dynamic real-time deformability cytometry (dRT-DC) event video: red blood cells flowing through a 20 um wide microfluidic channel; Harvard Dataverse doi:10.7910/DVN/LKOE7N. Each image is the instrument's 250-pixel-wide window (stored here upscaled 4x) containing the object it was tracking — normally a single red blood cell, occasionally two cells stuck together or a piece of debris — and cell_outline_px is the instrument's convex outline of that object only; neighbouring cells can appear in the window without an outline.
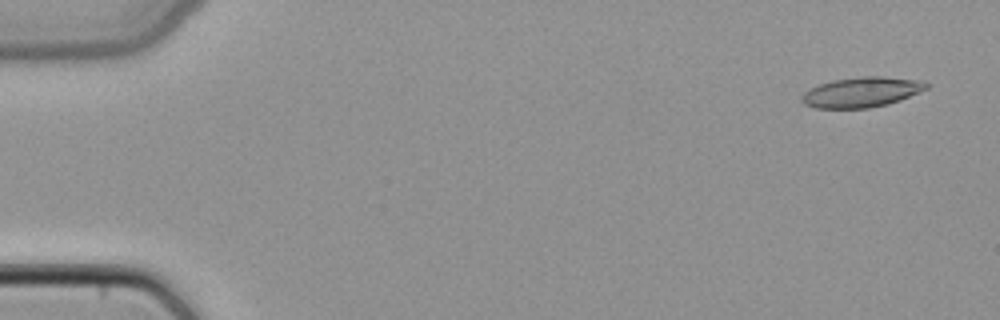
{"species": "common noctule bat (a hibernating species)", "species_latin": "Nyctalus noctula", "temperature_condition": "cold", "stored_images_in_passage": 49, "camera_frame_rate_fps": 3000, "um_per_image_px": 0.085, "animal": {"sex": "female", "body_mass_g": 22.7, "forearm_length_mm": 54.2}, "frame": {"image": 1, "passage_image": 3, "time_ms": 0.667, "image_size_px": [1000, 320], "cell_outline_px": [[928, 88], [900, 100], [888, 104], [868, 108], [816, 108], [804, 104], [800, 100], [800, 96], [804, 92], [820, 84], [832, 80], [864, 76], [880, 76], [920, 80], [928, 84]], "centroid_in_image_um": [73.21, 7.83], "position_along_channel_um": 11.8, "area_um2": 21.79}}
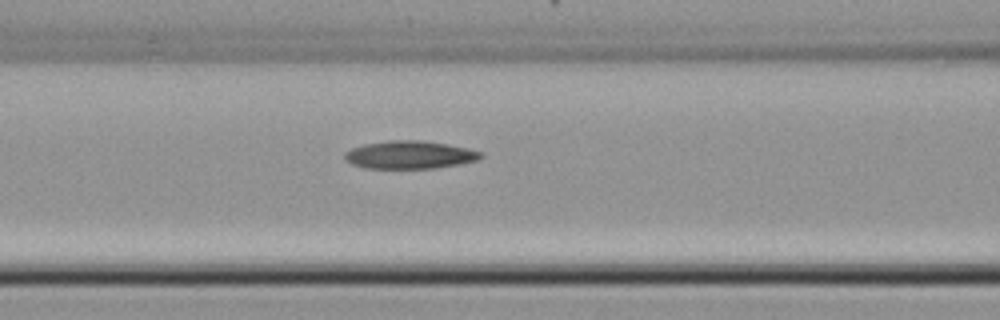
{"frame": {"image": 2, "passage_image": 21, "time_ms": 6.667, "image_size_px": [1000, 320], "cell_outline_px": [[484, 156], [476, 160], [460, 164], [436, 168], [364, 168], [352, 164], [344, 160], [344, 152], [352, 148], [364, 144], [388, 140], [420, 140], [448, 144], [468, 148], [484, 152]], "centroid_in_image_um": [34.83, 13.15], "position_along_channel_um": 131.8, "area_um2": 22.31}}
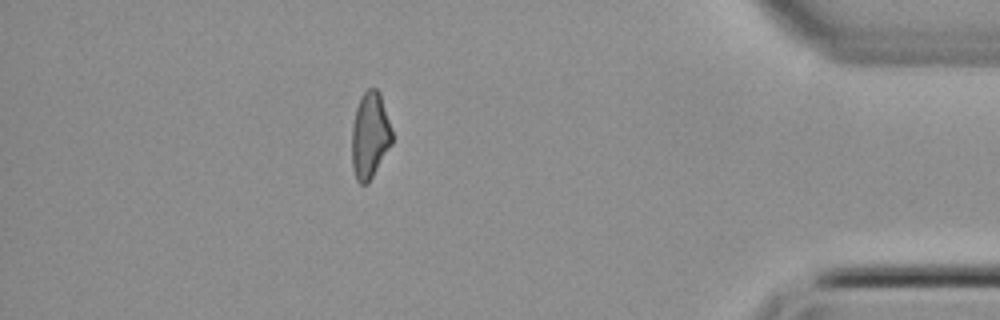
{"frame": {"image": 3, "passage_image": 43, "time_ms": 14.0, "image_size_px": [1000, 320], "cell_outline_px": [[392, 144], [368, 184], [360, 184], [356, 180], [352, 164], [352, 124], [356, 108], [360, 96], [368, 88], [376, 88], [380, 92], [392, 132]], "centroid_in_image_um": [31.43, 11.51], "position_along_channel_um": 403.8, "area_um2": 20.29}}